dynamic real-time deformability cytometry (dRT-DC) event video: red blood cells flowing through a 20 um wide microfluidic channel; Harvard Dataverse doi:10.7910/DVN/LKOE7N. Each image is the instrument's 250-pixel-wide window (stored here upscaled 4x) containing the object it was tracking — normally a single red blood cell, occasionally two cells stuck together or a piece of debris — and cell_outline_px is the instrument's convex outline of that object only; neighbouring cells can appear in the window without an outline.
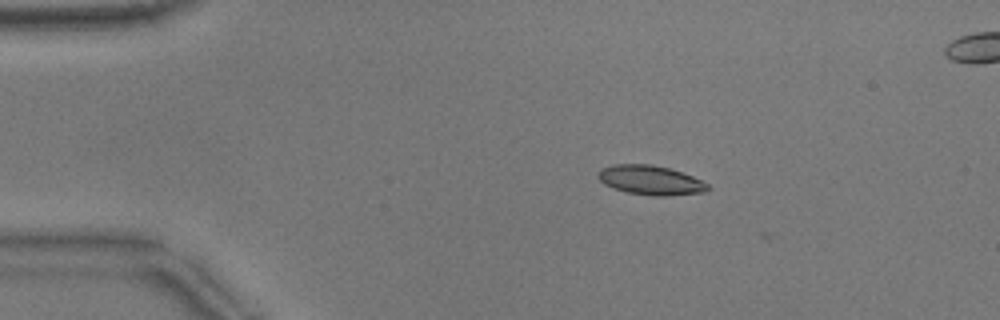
{"species": "common noctule bat (a hibernating species)", "species_latin": "Nyctalus noctula", "temperature_condition": "warm", "stored_images_in_passage": 3, "camera_frame_rate_fps": 3000, "um_per_image_px": 0.085, "animal": {"sex": "male", "body_mass_g": 17.9}, "frame": {"image": 1, "passage_image": 1, "time_ms": 0.0, "image_size_px": [1000, 320], "cell_outline_px": [[708, 188], [704, 192], [668, 196], [652, 196], [628, 192], [612, 188], [604, 184], [596, 176], [600, 168], [616, 164], [652, 164], [668, 168], [692, 176], [708, 184]], "centroid_in_image_um": [55.24, 15.31], "position_along_channel_um": 29.8, "area_um2": 18.73}}